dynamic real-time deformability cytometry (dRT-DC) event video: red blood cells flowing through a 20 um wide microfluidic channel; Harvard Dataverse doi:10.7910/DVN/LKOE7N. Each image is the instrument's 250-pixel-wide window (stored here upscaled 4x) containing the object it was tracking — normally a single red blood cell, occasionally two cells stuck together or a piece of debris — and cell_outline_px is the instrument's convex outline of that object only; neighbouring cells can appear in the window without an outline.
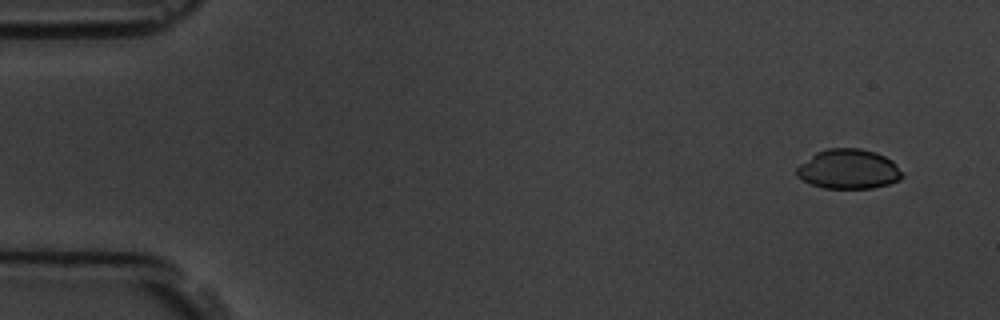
{"species": "common noctule bat (a hibernating species)", "species_latin": "Nyctalus noctula", "temperature_condition": "room temperature", "stored_images_in_passage": 7, "camera_frame_rate_fps": 3000, "um_per_image_px": 0.085, "animal": {"sex": "male", "body_mass_g": 19.5, "forearm_length_mm": 54.6}, "frame": {"image": 1, "passage_image": 1, "time_ms": 0.0, "image_size_px": [1000, 320], "cell_outline_px": [[904, 176], [900, 180], [888, 184], [872, 188], [824, 188], [812, 184], [796, 176], [796, 168], [800, 164], [816, 152], [828, 148], [860, 148], [876, 152], [892, 160], [896, 164]], "centroid_in_image_um": [72.14, 14.37], "position_along_channel_um": 12.9, "area_um2": 24.39}}
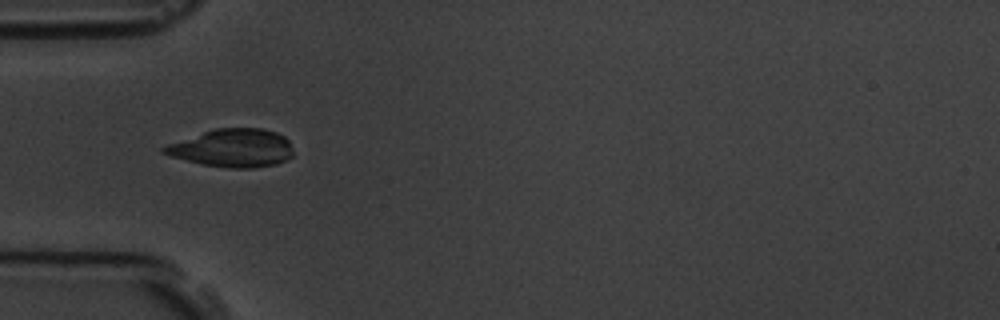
{"frame": {"image": 2, "passage_image": 5, "time_ms": 4.667, "image_size_px": [1000, 320], "cell_outline_px": [[292, 156], [288, 160], [276, 164], [252, 168], [228, 168], [200, 164], [172, 156], [160, 152], [160, 148], [168, 144], [216, 128], [260, 128], [276, 132], [284, 136], [288, 140], [292, 152]], "centroid_in_image_um": [19.77, 12.59], "position_along_channel_um": 65.2, "area_um2": 28.55}}
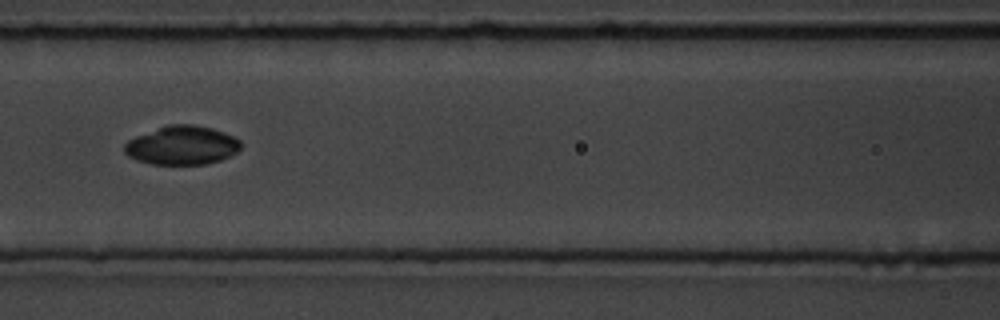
{"frame": {"image": 3, "passage_image": 7, "time_ms": 7.0, "image_size_px": [1000, 320], "cell_outline_px": [[244, 144], [236, 152], [220, 160], [208, 164], [152, 164], [136, 160], [128, 156], [124, 152], [124, 144], [128, 140], [136, 136], [168, 124], [192, 124], [212, 128], [224, 132], [240, 140]], "centroid_in_image_um": [15.47, 12.35], "position_along_channel_um": 151.1, "area_um2": 26.36}}